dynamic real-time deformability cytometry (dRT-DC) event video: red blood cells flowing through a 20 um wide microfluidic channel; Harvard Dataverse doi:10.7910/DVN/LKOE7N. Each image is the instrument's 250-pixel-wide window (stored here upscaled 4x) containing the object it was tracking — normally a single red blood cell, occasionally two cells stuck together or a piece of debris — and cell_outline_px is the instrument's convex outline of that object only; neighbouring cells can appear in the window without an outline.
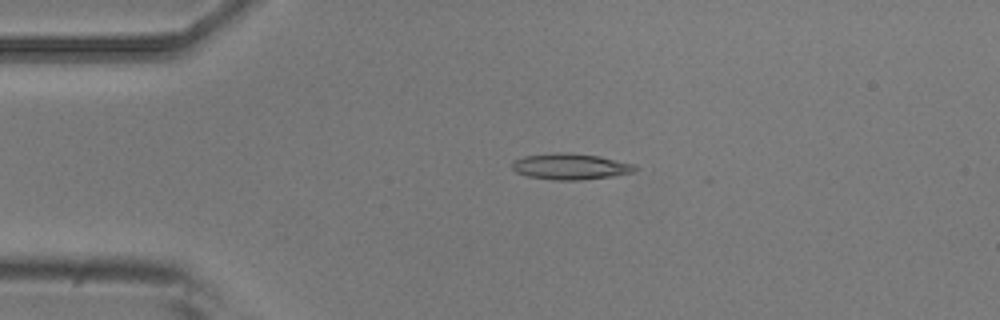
{"species": "common noctule bat (a hibernating species)", "species_latin": "Nyctalus noctula", "temperature_condition": "room temperature", "stored_images_in_passage": 4, "camera_frame_rate_fps": 3000, "um_per_image_px": 0.085, "animal": {"sex": "male", "body_mass_g": 20.5, "forearm_length_mm": 52.5}, "frame": {"image": 1, "passage_image": 3, "time_ms": 0.667, "image_size_px": [1000, 320], "cell_outline_px": [[636, 168], [632, 172], [612, 176], [580, 180], [552, 180], [528, 176], [516, 172], [512, 168], [512, 164], [516, 160], [524, 156], [560, 152], [600, 156], [636, 164]], "centroid_in_image_um": [48.5, 14.16], "position_along_channel_um": 36.5, "area_um2": 18.5}}